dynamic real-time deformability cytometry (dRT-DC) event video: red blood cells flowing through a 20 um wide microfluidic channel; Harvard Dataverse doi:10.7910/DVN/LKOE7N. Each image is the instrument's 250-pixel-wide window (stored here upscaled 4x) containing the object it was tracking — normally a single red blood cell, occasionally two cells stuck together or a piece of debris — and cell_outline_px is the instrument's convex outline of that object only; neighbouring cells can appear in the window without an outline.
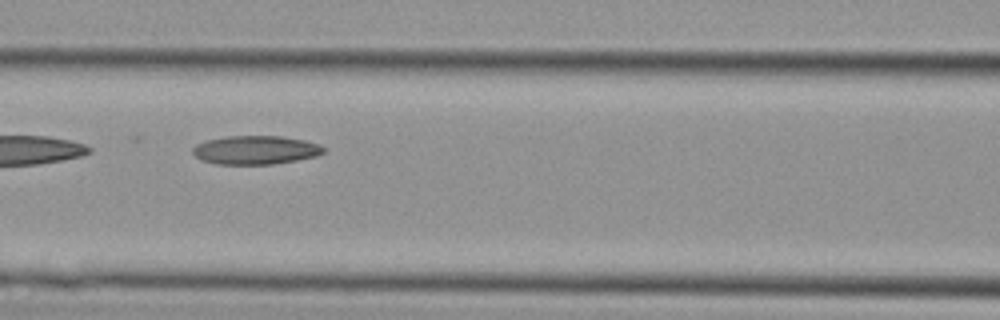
{"species": "Egyptian fruit bat (a non-hibernating species)", "species_latin": "Rousettus aegyptiacus", "temperature_condition": "cold", "stored_images_in_passage": 27, "camera_frame_rate_fps": 3000, "um_per_image_px": 0.085, "animal": {"sex": "female"}, "frame": {"image": 1, "passage_image": 8, "time_ms": 2.333, "image_size_px": [1000, 320], "cell_outline_px": [[324, 152], [316, 156], [296, 160], [272, 164], [216, 164], [200, 160], [192, 152], [192, 148], [196, 144], [208, 140], [228, 136], [280, 136], [304, 140], [320, 144], [324, 148]], "centroid_in_image_um": [21.71, 12.75], "position_along_channel_um": 144.9, "area_um2": 21.79}}
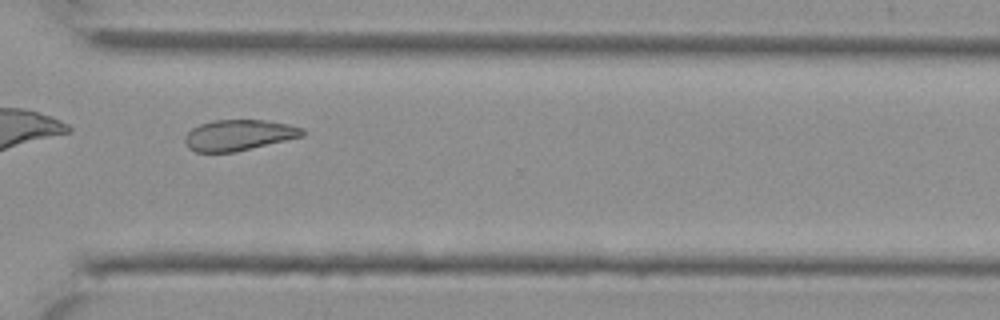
{"frame": {"image": 2, "passage_image": 20, "time_ms": 6.333, "image_size_px": [1000, 320], "cell_outline_px": [[304, 136], [232, 152], [196, 152], [188, 148], [184, 140], [184, 136], [192, 128], [200, 124], [216, 120], [264, 120], [288, 124], [304, 128]], "centroid_in_image_um": [20.28, 11.48], "position_along_channel_um": 350.3, "area_um2": 20.92}}